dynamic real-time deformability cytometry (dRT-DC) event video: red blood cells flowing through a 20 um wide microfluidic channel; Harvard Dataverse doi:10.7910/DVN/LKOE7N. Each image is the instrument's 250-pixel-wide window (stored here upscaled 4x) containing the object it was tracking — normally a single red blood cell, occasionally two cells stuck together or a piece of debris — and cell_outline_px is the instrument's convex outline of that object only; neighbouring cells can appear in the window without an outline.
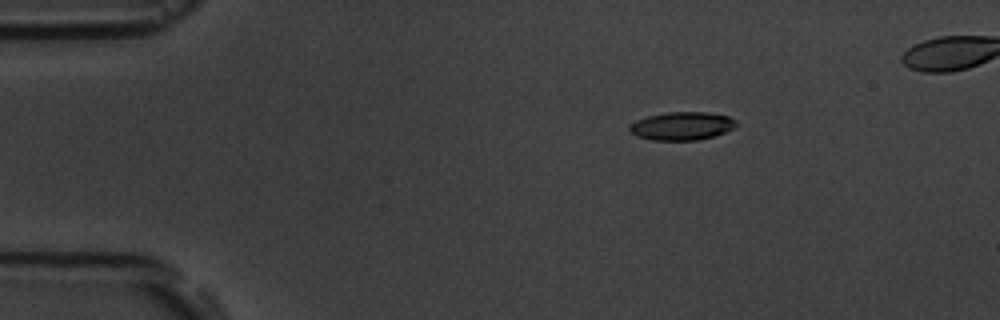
{"species": "common noctule bat (a hibernating species)", "species_latin": "Nyctalus noctula", "temperature_condition": "room temperature", "stored_images_in_passage": 6, "camera_frame_rate_fps": 3000, "um_per_image_px": 0.085, "animal": {"sex": "male", "body_mass_g": 19.5, "forearm_length_mm": 54.6}, "frame": {"image": 1, "passage_image": 3, "time_ms": 2.333, "image_size_px": [1000, 320], "cell_outline_px": [[736, 124], [732, 128], [724, 132], [712, 136], [696, 140], [652, 140], [636, 136], [628, 128], [636, 120], [648, 116], [668, 112], [708, 112], [728, 116], [736, 120]], "centroid_in_image_um": [57.95, 10.7], "position_along_channel_um": 27.1, "area_um2": 17.28}}